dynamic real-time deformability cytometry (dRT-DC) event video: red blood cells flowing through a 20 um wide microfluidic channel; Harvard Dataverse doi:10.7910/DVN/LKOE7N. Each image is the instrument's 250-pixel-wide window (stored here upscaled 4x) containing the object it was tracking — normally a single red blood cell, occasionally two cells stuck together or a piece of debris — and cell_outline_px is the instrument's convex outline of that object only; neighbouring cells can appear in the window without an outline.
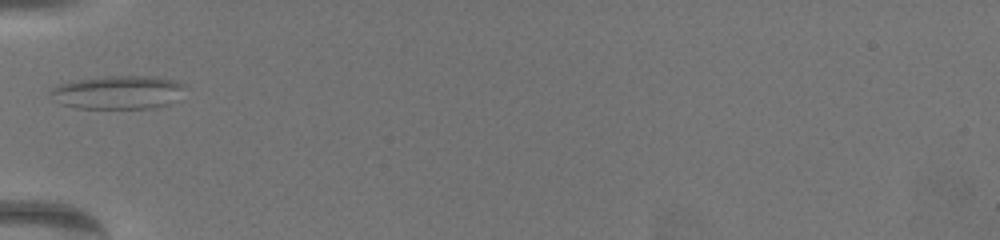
{"species": "common noctule bat (a hibernating species)", "species_latin": "Nyctalus noctula", "temperature_condition": "warm", "stored_images_in_passage": 3, "camera_frame_rate_fps": 3000, "um_per_image_px": 0.085, "animal": {"sex": "female", "body_mass_g": 19.5, "forearm_length_mm": 54.1}, "frame": {"image": 1, "passage_image": 1, "time_ms": 0.0, "image_size_px": [1000, 240], "cell_outline_px": [[184, 84], [168, 104], [148, 108], [80, 108], [64, 104], [48, 92], [52, 88], [60, 84], [76, 80], [108, 76], [148, 76], [172, 80]], "centroid_in_image_um": [9.96, 7.84], "position_along_channel_um": 75.0, "area_um2": 25.14}}